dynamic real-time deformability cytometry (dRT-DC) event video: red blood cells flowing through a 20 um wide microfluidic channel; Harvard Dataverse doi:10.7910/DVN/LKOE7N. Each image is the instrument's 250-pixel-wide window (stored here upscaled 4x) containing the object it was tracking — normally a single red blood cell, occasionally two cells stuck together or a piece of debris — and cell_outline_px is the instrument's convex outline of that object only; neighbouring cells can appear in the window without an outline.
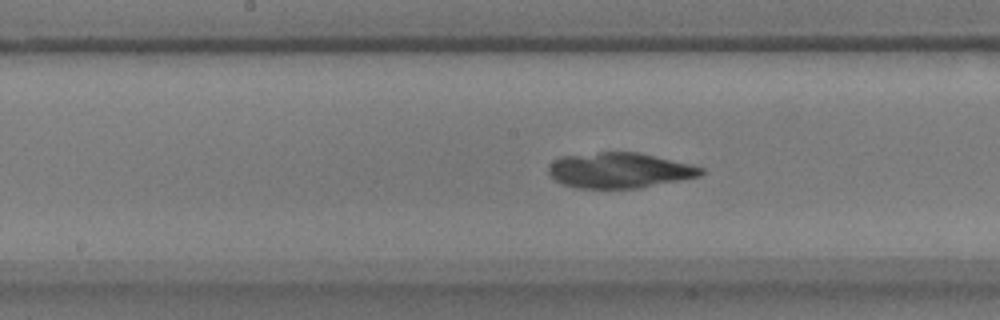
{"species": "common noctule bat (a hibernating species)", "species_latin": "Nyctalus noctula", "temperature_condition": "warm", "stored_images_in_passage": 56, "camera_frame_rate_fps": 3000, "um_per_image_px": 0.085, "animal": {"sex": "male", "body_mass_g": 17.9}, "frame": {"image": 1, "passage_image": 28, "time_ms": 9.0, "image_size_px": [1000, 320], "cell_outline_px": [[704, 172], [700, 176], [640, 188], [576, 188], [564, 184], [556, 180], [548, 172], [548, 164], [560, 156], [600, 152], [640, 152], [704, 168]], "centroid_in_image_um": [52.63, 14.47], "position_along_channel_um": 195.6, "area_um2": 31.39}}
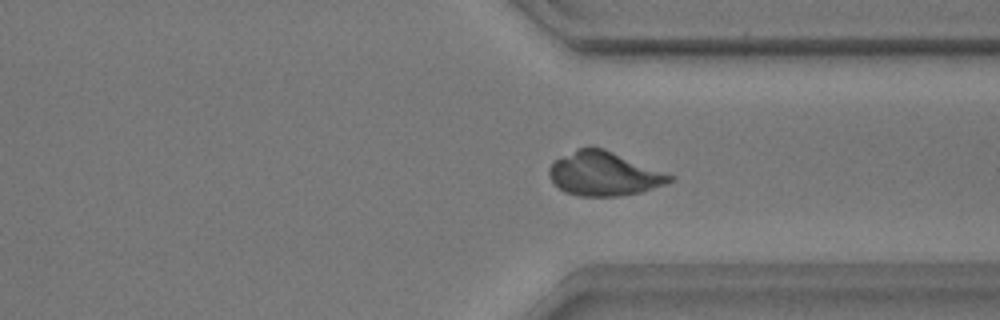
{"frame": {"image": 2, "passage_image": 42, "time_ms": 13.667, "image_size_px": [1000, 320], "cell_outline_px": [[676, 180], [640, 192], [620, 196], [576, 196], [564, 192], [548, 176], [548, 168], [552, 160], [588, 144], [604, 148], [676, 176]], "centroid_in_image_um": [51.32, 14.75], "position_along_channel_um": 360.1, "area_um2": 31.39}}
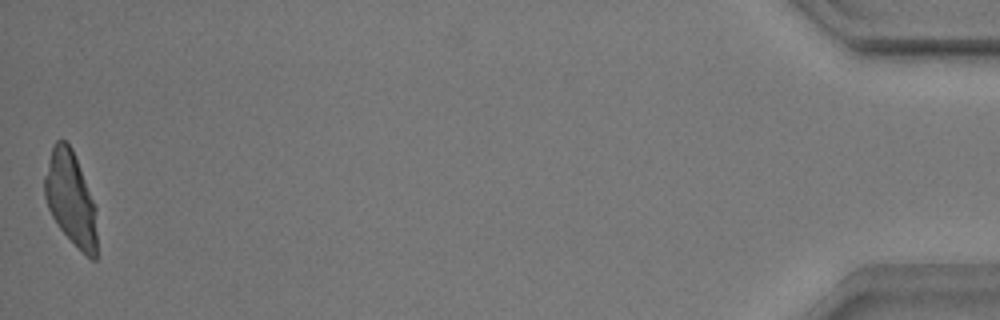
{"frame": {"image": 3, "passage_image": 56, "time_ms": 18.333, "image_size_px": [1000, 320], "cell_outline_px": [[96, 260], [92, 260], [60, 228], [52, 216], [48, 208], [44, 196], [44, 176], [52, 148], [56, 140], [64, 140], [72, 148], [96, 204]], "centroid_in_image_um": [6.01, 16.84], "position_along_channel_um": 429.2, "area_um2": 28.26}}